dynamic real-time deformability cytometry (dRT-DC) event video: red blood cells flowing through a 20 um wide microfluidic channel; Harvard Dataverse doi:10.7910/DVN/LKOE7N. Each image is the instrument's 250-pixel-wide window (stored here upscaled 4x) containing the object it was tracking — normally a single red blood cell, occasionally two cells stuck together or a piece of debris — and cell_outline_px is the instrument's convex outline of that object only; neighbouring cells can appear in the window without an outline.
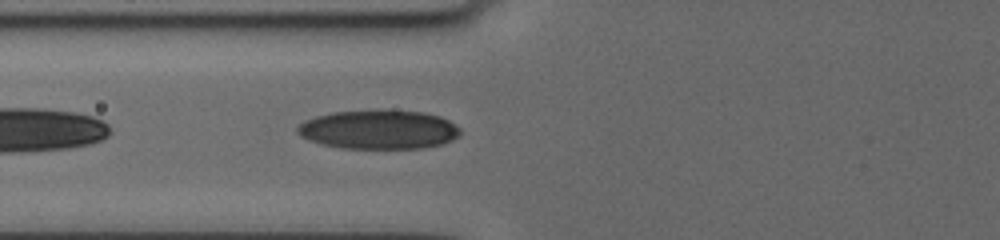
{"species": "human", "species_latin": "Homo sapiens", "temperature_condition": "cold", "stored_images_in_passage": 38, "camera_frame_rate_fps": 3000, "um_per_image_px": 0.085, "donor": {"sex": "female"}, "frame": {"image": 1, "passage_image": 5, "time_ms": 1.0, "image_size_px": [1000, 240], "cell_outline_px": [[460, 136], [444, 144], [424, 148], [344, 148], [320, 144], [308, 140], [300, 136], [296, 132], [296, 128], [304, 120], [316, 116], [332, 112], [380, 108], [424, 112], [440, 116], [448, 120], [460, 128]], "centroid_in_image_um": [32.19, 10.99], "position_along_channel_um": 93.6, "area_um2": 37.86}}
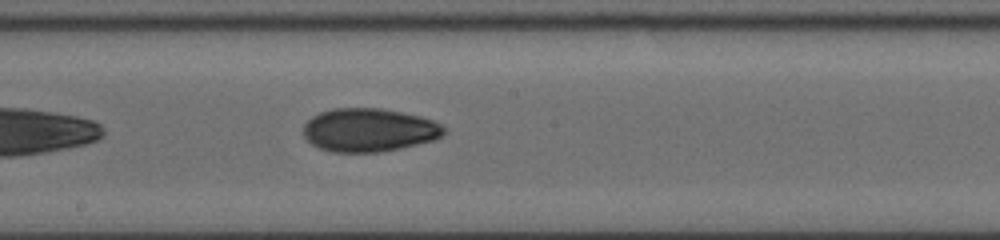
{"frame": {"image": 2, "passage_image": 20, "time_ms": 4.333, "image_size_px": [1000, 240], "cell_outline_px": [[448, 132], [432, 140], [400, 148], [380, 152], [332, 152], [320, 148], [312, 144], [304, 136], [304, 124], [312, 116], [320, 112], [332, 108], [380, 108], [420, 116], [432, 120], [448, 128]], "centroid_in_image_um": [31.37, 11.05], "position_along_channel_um": 216.8, "area_um2": 35.49}}
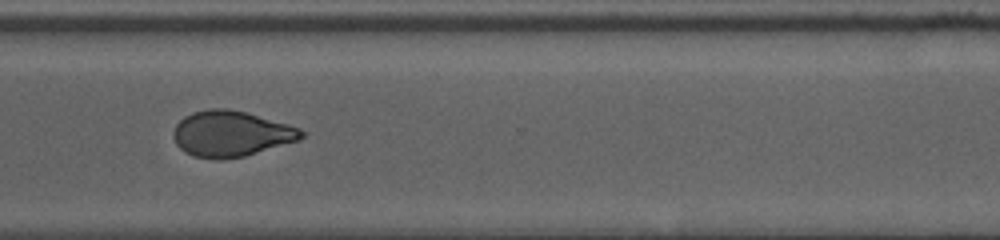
{"frame": {"image": 3, "passage_image": 37, "time_ms": 8.0, "image_size_px": [1000, 240], "cell_outline_px": [[304, 136], [300, 140], [244, 156], [220, 160], [192, 156], [184, 152], [176, 144], [172, 136], [172, 132], [176, 124], [184, 116], [192, 112], [208, 108], [228, 108], [248, 112], [288, 124], [300, 128], [304, 132]], "centroid_in_image_um": [19.62, 11.36], "position_along_channel_um": 351.0, "area_um2": 34.51}}